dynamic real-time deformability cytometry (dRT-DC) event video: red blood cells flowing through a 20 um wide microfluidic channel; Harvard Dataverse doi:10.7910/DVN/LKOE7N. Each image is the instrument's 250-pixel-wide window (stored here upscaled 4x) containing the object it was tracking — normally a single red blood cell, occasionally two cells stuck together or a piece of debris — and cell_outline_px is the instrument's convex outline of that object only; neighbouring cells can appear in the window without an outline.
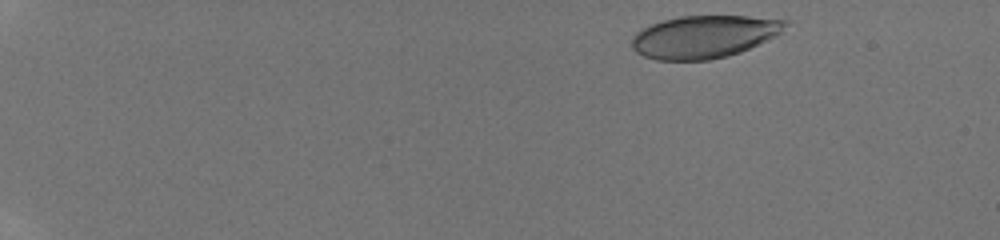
{"species": "human", "species_latin": "Homo sapiens", "temperature_condition": "room temperature", "stored_images_in_passage": 46, "camera_frame_rate_fps": 3000, "um_per_image_px": 0.085, "donor": {"sex": "male"}, "frame": {"image": 1, "passage_image": 2, "time_ms": 0.333, "image_size_px": [1000, 240], "cell_outline_px": [[792, 20], [776, 36], [740, 52], [728, 56], [708, 60], [656, 60], [644, 56], [636, 52], [632, 48], [632, 36], [636, 32], [652, 24], [664, 20], [680, 16], [748, 16]], "centroid_in_image_um": [59.86, 3.12], "position_along_channel_um": 25.1, "area_um2": 38.09}}
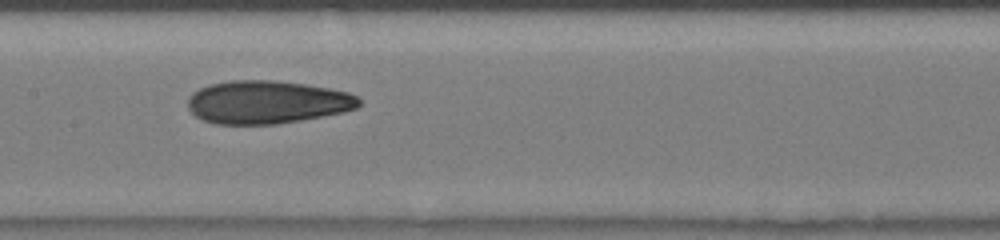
{"frame": {"image": 2, "passage_image": 24, "time_ms": 7.667, "image_size_px": [1000, 240], "cell_outline_px": [[360, 104], [356, 108], [344, 112], [300, 120], [276, 124], [216, 124], [200, 120], [188, 108], [188, 96], [192, 92], [208, 84], [232, 80], [272, 80], [304, 84], [328, 88], [348, 92], [356, 96], [360, 100]], "centroid_in_image_um": [22.66, 8.68], "position_along_channel_um": 184.7, "area_um2": 43.0}}
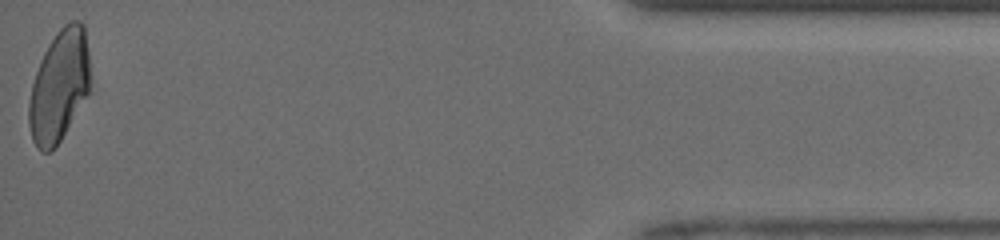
{"frame": {"image": 3, "passage_image": 46, "time_ms": 15.0, "image_size_px": [1000, 240], "cell_outline_px": [[92, 92], [56, 148], [48, 152], [40, 152], [36, 148], [32, 140], [28, 124], [28, 104], [32, 84], [40, 60], [48, 44], [56, 32], [64, 24], [72, 20], [80, 20], [84, 24], [88, 52]], "centroid_in_image_um": [5.06, 7.35], "position_along_channel_um": 430.1, "area_um2": 41.04}, "authors_computed_cell_mechanics": {"area_um2": 41.327, "velocity_mm_per_s": 4.2254, "shape_relaxation_time_tau1_ms": 6.3002, "shape_relaxation_time_tau2_ms": 1.8614, "deformation_change_tau1": 0.1838, "deformation_change_tau2": 0.0826}}